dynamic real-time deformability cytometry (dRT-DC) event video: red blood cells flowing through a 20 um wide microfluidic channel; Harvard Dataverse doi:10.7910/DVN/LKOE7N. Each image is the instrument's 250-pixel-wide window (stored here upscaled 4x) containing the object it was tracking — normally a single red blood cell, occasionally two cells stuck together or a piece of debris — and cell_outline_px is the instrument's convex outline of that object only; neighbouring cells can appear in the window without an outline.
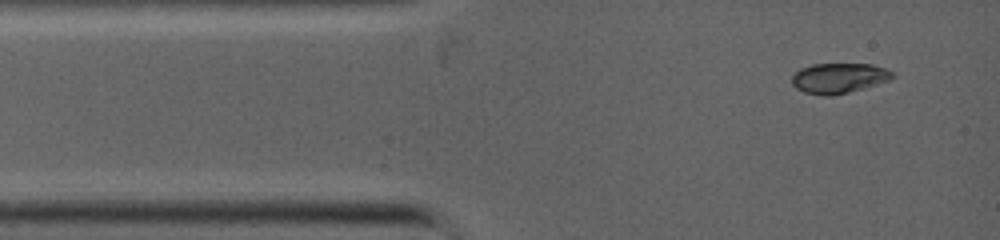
{"species": "common noctule bat (a hibernating species)", "species_latin": "Nyctalus noctula", "temperature_condition": "warm", "stored_images_in_passage": 5, "segment_of_instrument_passage": [2, 2], "camera_frame_rate_fps": 5000, "um_per_image_px": 0.085, "animal": {"sex": "female", "body_mass_g": 19.0, "forearm_length_mm": 53.3}, "frame": {"image": 1, "passage_image": 5, "time_ms": 3.0, "image_size_px": [1000, 240], "cell_outline_px": [[892, 76], [888, 80], [864, 88], [848, 92], [828, 96], [824, 96], [804, 92], [796, 88], [792, 84], [792, 76], [800, 68], [812, 64], [872, 64], [884, 68], [892, 72]], "centroid_in_image_um": [71.25, 6.63], "position_along_channel_um": 13.7, "area_um2": 17.46}}